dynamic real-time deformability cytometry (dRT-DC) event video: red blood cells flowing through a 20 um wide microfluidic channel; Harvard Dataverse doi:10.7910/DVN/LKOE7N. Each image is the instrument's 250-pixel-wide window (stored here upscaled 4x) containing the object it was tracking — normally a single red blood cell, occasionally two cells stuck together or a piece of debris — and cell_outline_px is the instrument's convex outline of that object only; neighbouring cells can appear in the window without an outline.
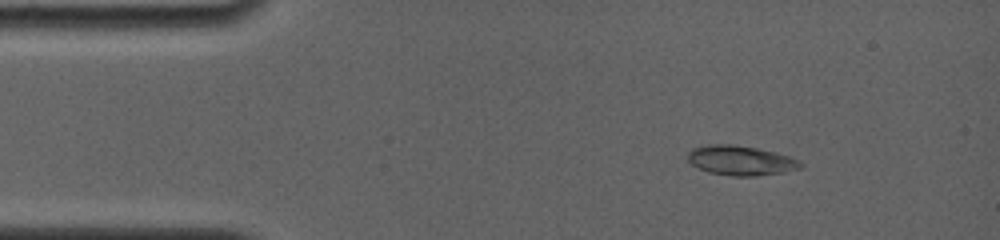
{"species": "common noctule bat (a hibernating species)", "species_latin": "Nyctalus noctula", "temperature_condition": "room temperature", "stored_images_in_passage": 5, "camera_frame_rate_fps": 4000, "um_per_image_px": 0.085, "animal": {"sex": "female", "body_mass_g": 19.0, "forearm_length_mm": 56.7}, "frame": {"image": 1, "passage_image": 3, "time_ms": 2.0, "image_size_px": [1000, 240], "cell_outline_px": [[804, 164], [800, 168], [784, 172], [756, 176], [732, 176], [708, 172], [692, 164], [688, 160], [688, 152], [692, 148], [708, 144], [732, 144], [756, 148], [788, 156], [800, 160]], "centroid_in_image_um": [62.95, 13.64], "position_along_channel_um": 22.0, "area_um2": 19.42}}